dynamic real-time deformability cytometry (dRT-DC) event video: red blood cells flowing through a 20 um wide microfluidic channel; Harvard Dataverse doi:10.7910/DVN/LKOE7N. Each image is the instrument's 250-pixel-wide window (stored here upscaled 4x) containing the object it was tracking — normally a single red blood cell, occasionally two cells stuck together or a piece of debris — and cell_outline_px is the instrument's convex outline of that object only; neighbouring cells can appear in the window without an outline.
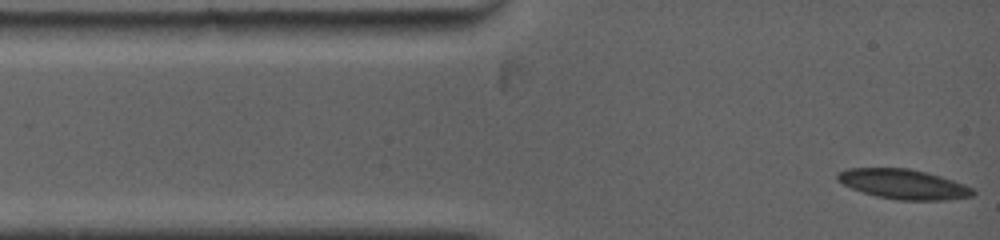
{"species": "common noctule bat (a hibernating species)", "species_latin": "Nyctalus noctula", "temperature_condition": "warm", "stored_images_in_passage": 63, "camera_frame_rate_fps": 5000, "um_per_image_px": 0.085, "animal": {"sex": "female", "body_mass_g": 19.0, "forearm_length_mm": 53.3}, "frame": {"image": 1, "passage_image": 1, "time_ms": 0.0, "image_size_px": [1000, 240], "cell_outline_px": [[976, 192], [972, 196], [944, 200], [896, 200], [876, 196], [852, 188], [836, 180], [836, 172], [848, 168], [908, 168], [928, 172], [964, 184], [972, 188]], "centroid_in_image_um": [76.77, 15.64], "position_along_channel_um": 8.2, "area_um2": 23.52}}
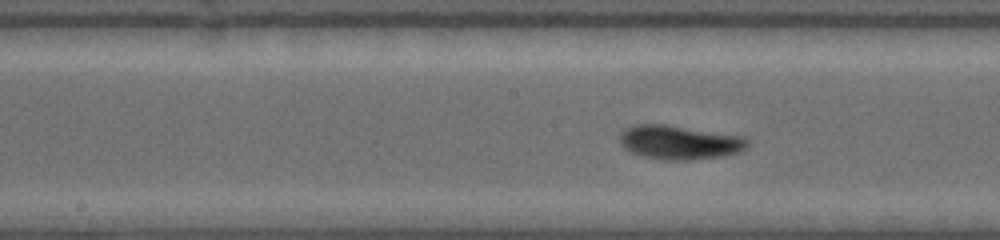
{"frame": {"image": 2, "passage_image": 30, "time_ms": 5.8, "image_size_px": [1000, 240], "cell_outline_px": [[748, 144], [740, 152], [724, 156], [688, 160], [664, 160], [644, 156], [628, 152], [624, 148], [620, 140], [620, 132], [636, 124], [664, 124], [744, 136], [748, 140]], "centroid_in_image_um": [57.75, 12.1], "position_along_channel_um": 190.4, "area_um2": 25.32}}
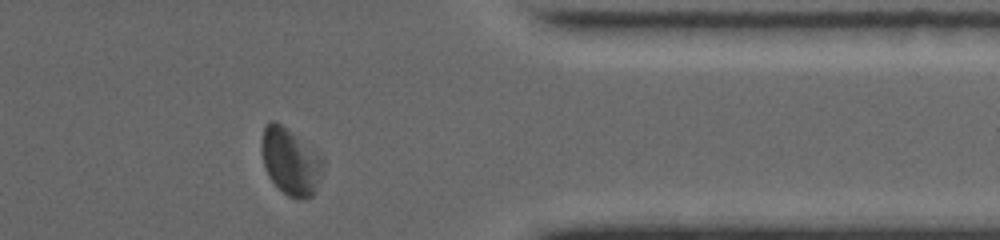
{"frame": {"image": 3, "passage_image": 55, "time_ms": 11.2, "image_size_px": [1000, 240], "cell_outline_px": [[324, 168], [316, 192], [312, 196], [304, 200], [296, 200], [288, 196], [268, 176], [260, 152], [260, 140], [264, 128], [272, 120], [276, 120], [288, 128], [316, 152], [324, 160]], "centroid_in_image_um": [24.69, 13.74], "position_along_channel_um": 386.7, "area_um2": 24.22}, "authors_computed_cell_mechanics": {"area_um2": 23.6402, "velocity_mm_per_s": 3.8886, "shape_relaxation_time_tau1_ms": 3.3499, "shape_relaxation_time_tau2_ms": 2.5312, "deformation_change_tau1": 0.1213, "deformation_change_tau2": 0.0518}}